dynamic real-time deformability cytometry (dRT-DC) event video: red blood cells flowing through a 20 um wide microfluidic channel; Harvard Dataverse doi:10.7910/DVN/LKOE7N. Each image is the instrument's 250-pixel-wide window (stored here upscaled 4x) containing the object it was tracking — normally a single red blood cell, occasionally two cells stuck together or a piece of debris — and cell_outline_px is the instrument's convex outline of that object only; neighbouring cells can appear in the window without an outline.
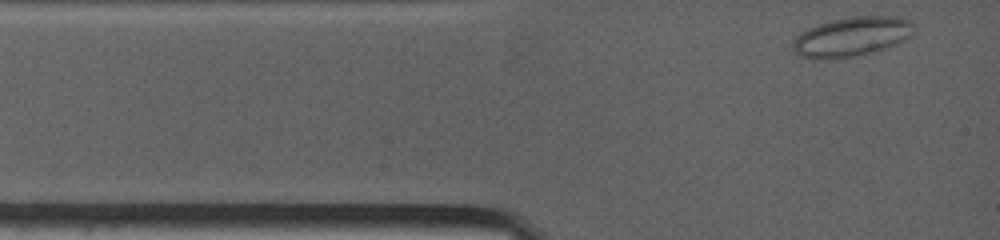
{"species": "common noctule bat (a hibernating species)", "species_latin": "Nyctalus noctula", "temperature_condition": "warm", "stored_images_in_passage": 28, "camera_frame_rate_fps": 4500, "um_per_image_px": 0.085, "animal": {"sex": "female", "body_mass_g": 19.0, "forearm_length_mm": 53.3}, "frame": {"image": 1, "passage_image": 1, "time_ms": 0.0, "image_size_px": [1000, 240], "cell_outline_px": [[916, 24], [912, 36], [896, 44], [876, 52], [856, 56], [832, 60], [820, 60], [800, 56], [792, 48], [792, 40], [800, 32], [808, 28], [832, 20], [852, 16], [900, 16], [912, 20]], "centroid_in_image_um": [72.43, 3.13], "position_along_channel_um": 12.6, "area_um2": 28.55}}
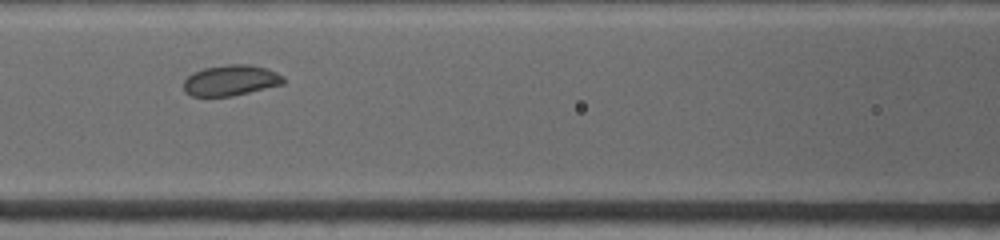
{"frame": {"image": 2, "passage_image": 10, "time_ms": 4.222, "image_size_px": [1000, 240], "cell_outline_px": [[284, 84], [232, 96], [192, 96], [184, 92], [184, 80], [192, 72], [204, 68], [228, 64], [248, 64], [264, 68], [276, 72], [284, 76]], "centroid_in_image_um": [19.6, 6.83], "position_along_channel_um": 147.0, "area_um2": 17.86}}
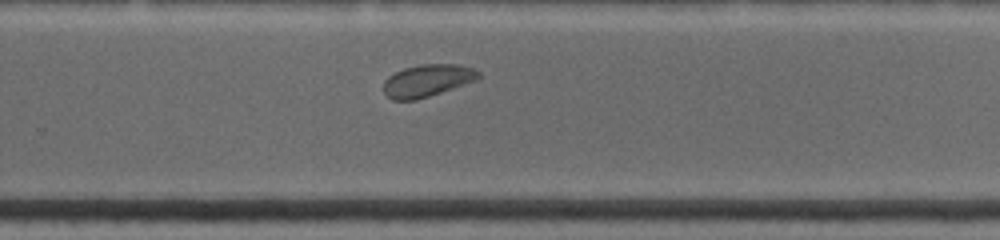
{"frame": {"image": 3, "passage_image": 20, "time_ms": 8.0, "image_size_px": [1000, 240], "cell_outline_px": [[480, 76], [476, 80], [416, 100], [392, 100], [384, 92], [384, 80], [388, 76], [404, 68], [420, 64], [460, 64], [476, 68], [480, 72]], "centroid_in_image_um": [36.33, 6.83], "position_along_channel_um": 293.5, "area_um2": 17.8}}